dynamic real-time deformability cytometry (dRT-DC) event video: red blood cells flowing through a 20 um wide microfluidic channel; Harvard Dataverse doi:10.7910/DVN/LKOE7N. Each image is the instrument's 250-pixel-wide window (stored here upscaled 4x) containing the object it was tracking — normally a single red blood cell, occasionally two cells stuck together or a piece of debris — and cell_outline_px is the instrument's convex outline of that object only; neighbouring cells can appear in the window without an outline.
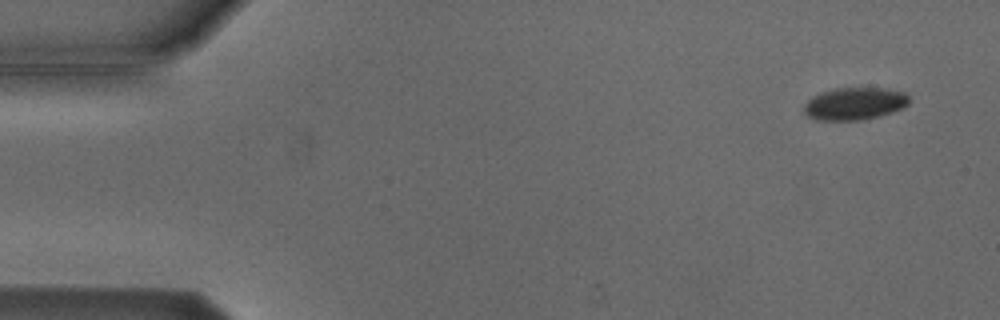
{"species": "Egyptian fruit bat (a non-hibernating species)", "species_latin": "Rousettus aegyptiacus", "temperature_condition": "cold", "stored_images_in_passage": 5, "camera_frame_rate_fps": 3000, "um_per_image_px": 0.085, "animal": {"sex": "male"}, "frame": {"image": 1, "passage_image": 1, "time_ms": 0.0, "image_size_px": [1000, 320], "cell_outline_px": [[908, 104], [904, 108], [892, 112], [860, 120], [816, 120], [808, 116], [804, 112], [804, 104], [812, 96], [820, 92], [836, 88], [884, 88], [904, 92], [908, 96]], "centroid_in_image_um": [72.62, 8.8], "position_along_channel_um": 12.4, "area_um2": 19.83}}
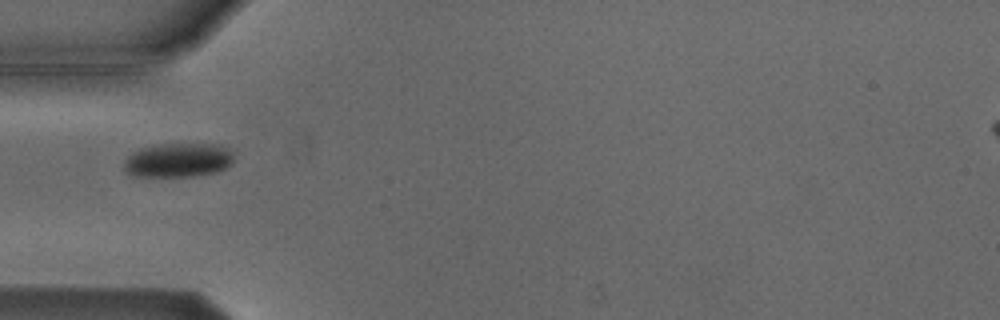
{"frame": {"image": 2, "passage_image": 5, "time_ms": 4.667, "image_size_px": [1000, 320], "cell_outline_px": [[232, 164], [216, 172], [192, 176], [136, 176], [128, 172], [124, 168], [124, 160], [132, 152], [140, 148], [160, 144], [220, 144], [228, 148], [232, 152]], "centroid_in_image_um": [15.15, 13.6], "position_along_channel_um": 69.9, "area_um2": 21.79}}